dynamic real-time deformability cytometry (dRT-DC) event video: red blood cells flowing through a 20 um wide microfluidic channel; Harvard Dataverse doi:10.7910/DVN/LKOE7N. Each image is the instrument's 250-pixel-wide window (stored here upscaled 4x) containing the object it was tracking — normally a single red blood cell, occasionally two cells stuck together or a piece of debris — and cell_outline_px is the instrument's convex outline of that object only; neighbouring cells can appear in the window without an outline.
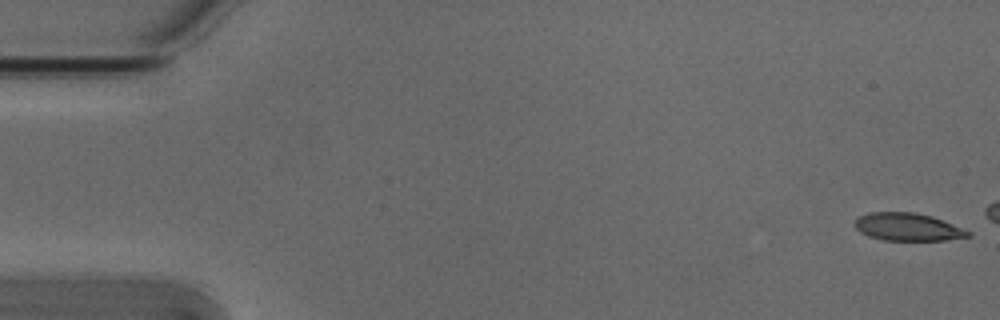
{"species": "Egyptian fruit bat (a non-hibernating species)", "species_latin": "Rousettus aegyptiacus", "temperature_condition": "cold", "stored_images_in_passage": 12, "camera_frame_rate_fps": 3000, "um_per_image_px": 0.085, "animal": {"sex": "male"}, "frame": {"image": 1, "passage_image": 1, "time_ms": 0.0, "image_size_px": [1000, 320], "cell_outline_px": [[972, 236], [944, 240], [884, 240], [868, 236], [860, 232], [852, 224], [860, 216], [868, 212], [916, 212], [932, 216], [972, 232]], "centroid_in_image_um": [77.14, 19.29], "position_along_channel_um": 7.9, "area_um2": 18.32}}